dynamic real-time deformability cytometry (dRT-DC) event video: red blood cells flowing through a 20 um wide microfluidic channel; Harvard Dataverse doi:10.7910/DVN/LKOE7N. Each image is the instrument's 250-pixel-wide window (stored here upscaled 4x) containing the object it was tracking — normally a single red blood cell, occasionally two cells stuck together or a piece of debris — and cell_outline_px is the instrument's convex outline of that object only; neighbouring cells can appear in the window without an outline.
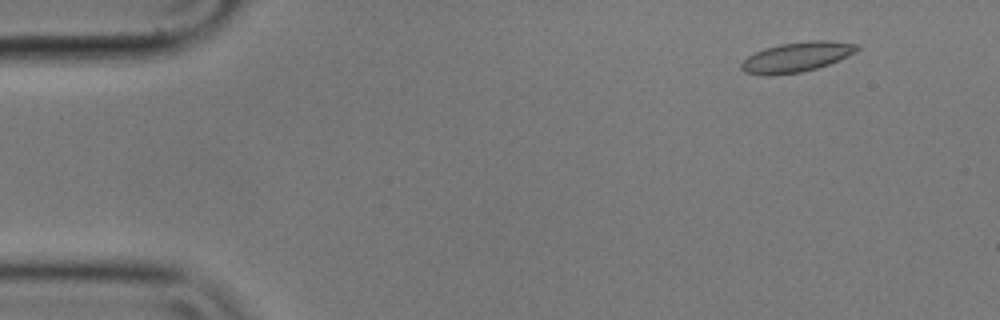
{"species": "common noctule bat (a hibernating species)", "species_latin": "Nyctalus noctula", "temperature_condition": "cold", "stored_images_in_passage": 5, "camera_frame_rate_fps": 3000, "um_per_image_px": 0.085, "animal": {"sex": "male", "body_mass_g": 17.9}, "frame": {"image": 1, "passage_image": 2, "time_ms": 0.333, "image_size_px": [1000, 320], "cell_outline_px": [[860, 48], [856, 52], [848, 56], [828, 64], [816, 68], [800, 72], [768, 76], [744, 72], [740, 68], [740, 64], [748, 56], [764, 48], [780, 44], [812, 40], [828, 40], [860, 44]], "centroid_in_image_um": [67.73, 4.84], "position_along_channel_um": 17.3, "area_um2": 20.17}}
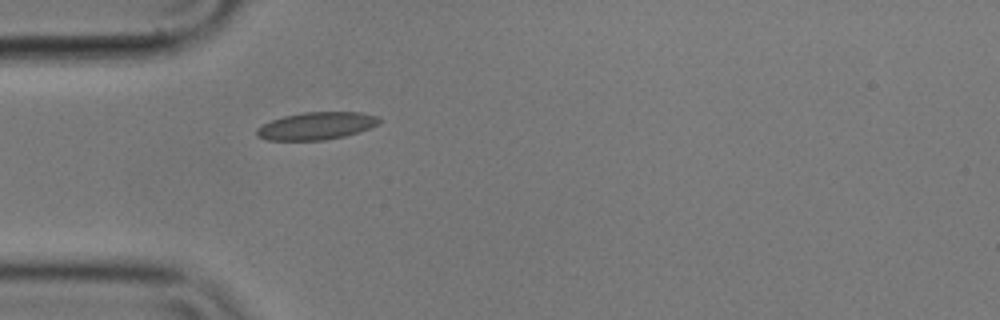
{"frame": {"image": 2, "passage_image": 5, "time_ms": 1.333, "image_size_px": [1000, 320], "cell_outline_px": [[380, 124], [344, 136], [324, 140], [268, 140], [256, 136], [256, 128], [272, 120], [284, 116], [304, 112], [360, 112], [380, 116]], "centroid_in_image_um": [26.9, 10.69], "position_along_channel_um": 58.1, "area_um2": 19.54}}